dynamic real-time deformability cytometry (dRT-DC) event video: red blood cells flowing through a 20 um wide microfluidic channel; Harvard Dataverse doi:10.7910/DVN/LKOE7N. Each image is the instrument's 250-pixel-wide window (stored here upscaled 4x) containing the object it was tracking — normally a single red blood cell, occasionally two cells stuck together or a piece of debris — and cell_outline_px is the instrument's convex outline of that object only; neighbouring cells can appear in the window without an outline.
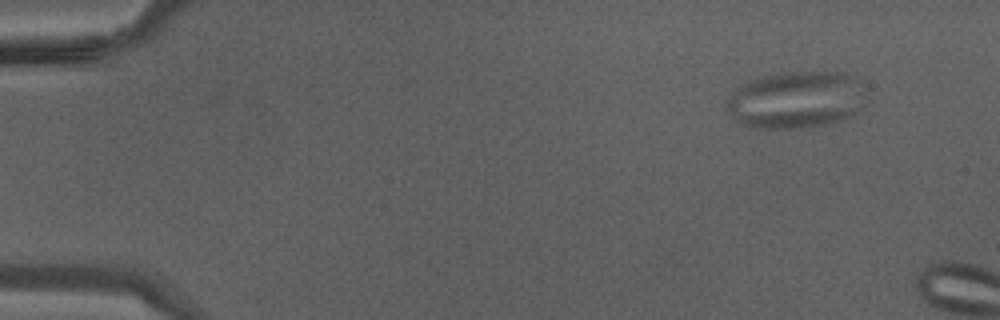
{"species": "Egyptian fruit bat (a non-hibernating species)", "species_latin": "Rousettus aegyptiacus", "temperature_condition": "warm", "stored_images_in_passage": 4, "camera_frame_rate_fps": 3000, "um_per_image_px": 0.085, "animal": {"sex": "male"}, "frame": {"image": 1, "passage_image": 1, "time_ms": 0.0, "image_size_px": [1000, 320], "cell_outline_px": [[868, 96], [844, 120], [808, 128], [756, 128], [744, 124], [736, 120], [724, 108], [724, 100], [736, 88], [752, 80], [764, 76], [784, 72], [844, 72], [860, 80]], "centroid_in_image_um": [67.65, 8.48], "position_along_channel_um": 17.4, "area_um2": 46.53}}